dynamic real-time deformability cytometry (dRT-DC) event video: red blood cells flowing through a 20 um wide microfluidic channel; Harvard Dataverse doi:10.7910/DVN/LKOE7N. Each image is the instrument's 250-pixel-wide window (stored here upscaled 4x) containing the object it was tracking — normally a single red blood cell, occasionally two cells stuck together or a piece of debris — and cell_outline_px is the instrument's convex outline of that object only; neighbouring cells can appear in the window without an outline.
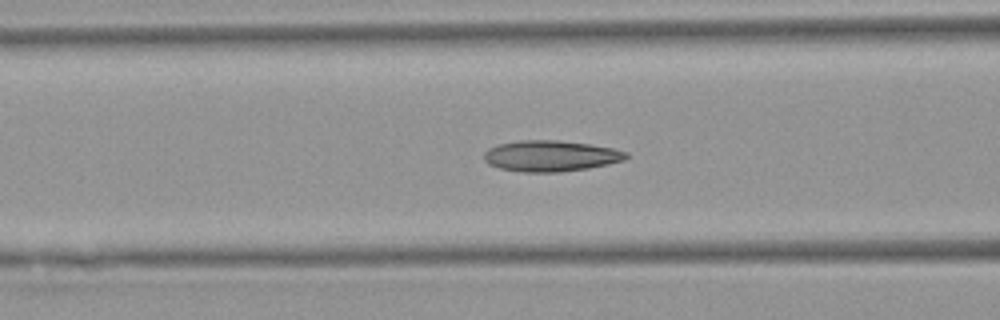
{"species": "Egyptian fruit bat (a non-hibernating species)", "species_latin": "Rousettus aegyptiacus", "temperature_condition": "warm", "stored_images_in_passage": 40, "camera_frame_rate_fps": 3000, "um_per_image_px": 0.085, "animal": {"sex": "female"}, "frame": {"image": 1, "passage_image": 20, "time_ms": 6.333, "image_size_px": [1000, 320], "cell_outline_px": [[628, 156], [624, 160], [608, 164], [588, 168], [560, 172], [520, 172], [500, 168], [488, 164], [484, 160], [484, 152], [488, 148], [500, 144], [516, 140], [560, 140], [588, 144], [612, 148], [628, 152]], "centroid_in_image_um": [46.78, 13.25], "position_along_channel_um": 119.8, "area_um2": 25.72}}
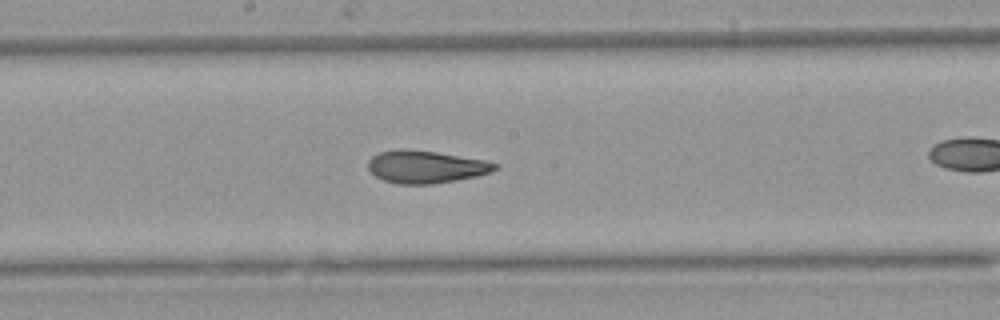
{"frame": {"image": 2, "passage_image": 27, "time_ms": 8.667, "image_size_px": [1000, 320], "cell_outline_px": [[500, 164], [492, 172], [476, 176], [456, 180], [432, 184], [396, 184], [384, 180], [376, 176], [368, 168], [368, 160], [372, 156], [380, 152], [400, 148], [436, 152], [488, 160]], "centroid_in_image_um": [36.21, 14.17], "position_along_channel_um": 212.0, "area_um2": 24.16}}
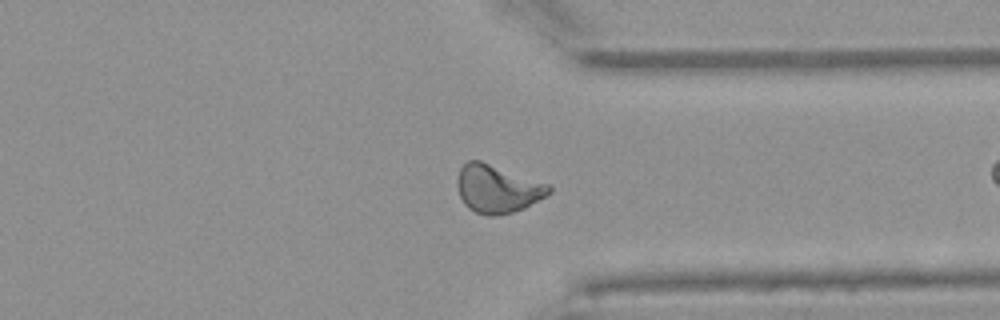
{"frame": {"image": 3, "passage_image": 39, "time_ms": 12.667, "image_size_px": [1000, 320], "cell_outline_px": [[552, 192], [524, 208], [512, 212], [492, 216], [488, 216], [476, 212], [468, 208], [464, 204], [460, 196], [456, 184], [456, 180], [460, 168], [468, 160], [480, 160], [548, 184], [552, 188]], "centroid_in_image_um": [42.25, 16.05], "position_along_channel_um": 369.2, "area_um2": 25.49}}